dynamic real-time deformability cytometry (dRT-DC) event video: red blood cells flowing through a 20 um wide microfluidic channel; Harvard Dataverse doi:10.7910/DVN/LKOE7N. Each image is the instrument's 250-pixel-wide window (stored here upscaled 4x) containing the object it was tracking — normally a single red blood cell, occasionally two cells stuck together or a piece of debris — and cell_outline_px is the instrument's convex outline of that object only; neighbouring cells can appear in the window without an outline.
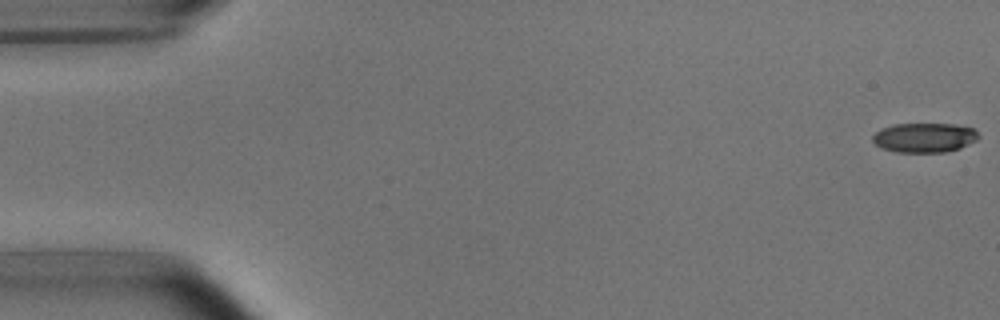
{"species": "common noctule bat (a hibernating species)", "species_latin": "Nyctalus noctula", "temperature_condition": "room temperature", "stored_images_in_passage": 6, "camera_frame_rate_fps": 3000, "um_per_image_px": 0.085, "animal": {"sex": "male", "body_mass_g": 15.6}, "frame": {"image": 1, "passage_image": 1, "time_ms": 0.0, "image_size_px": [1000, 320], "cell_outline_px": [[980, 136], [976, 140], [960, 148], [948, 152], [896, 152], [884, 148], [876, 144], [872, 140], [872, 136], [880, 128], [892, 124], [956, 124], [972, 128]], "centroid_in_image_um": [78.57, 11.69], "position_along_channel_um": 6.4, "area_um2": 18.21}}
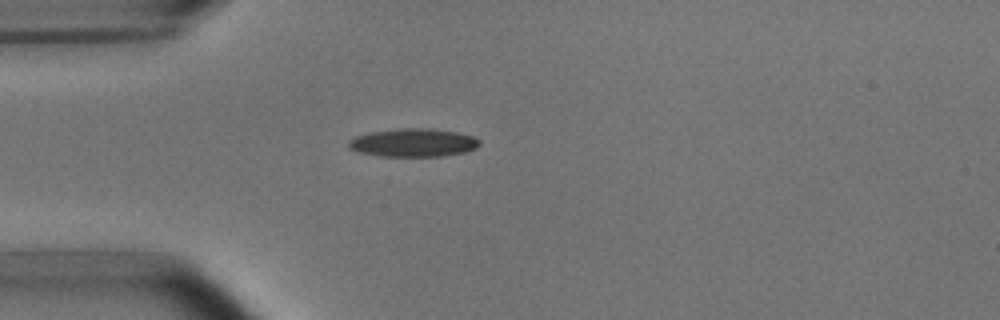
{"frame": {"image": 2, "passage_image": 5, "time_ms": 4.667, "image_size_px": [1000, 320], "cell_outline_px": [[480, 144], [476, 148], [464, 152], [440, 156], [380, 156], [360, 152], [348, 148], [348, 140], [356, 136], [372, 132], [396, 128], [432, 128], [456, 132], [472, 136], [480, 140]], "centroid_in_image_um": [35.12, 12.12], "position_along_channel_um": 49.9, "area_um2": 21.5}}